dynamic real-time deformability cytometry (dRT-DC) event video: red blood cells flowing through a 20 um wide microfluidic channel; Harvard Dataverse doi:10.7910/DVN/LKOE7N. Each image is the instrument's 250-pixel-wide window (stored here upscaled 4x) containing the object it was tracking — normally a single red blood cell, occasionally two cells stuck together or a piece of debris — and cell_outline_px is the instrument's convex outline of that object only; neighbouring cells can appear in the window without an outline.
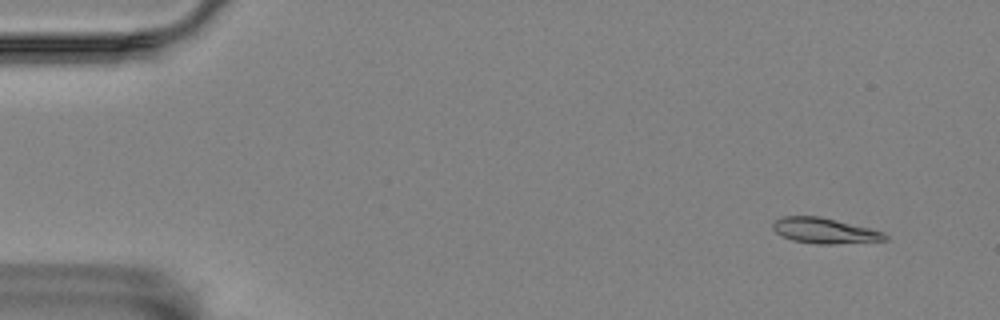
{"species": "Egyptian fruit bat (a non-hibernating species)", "species_latin": "Rousettus aegyptiacus", "temperature_condition": "room temperature", "stored_images_in_passage": 7, "camera_frame_rate_fps": 3000, "um_per_image_px": 0.085, "animal": {"sex": "female"}, "frame": {"image": 1, "passage_image": 1, "time_ms": 0.0, "image_size_px": [1000, 320], "cell_outline_px": [[888, 240], [832, 244], [816, 244], [792, 240], [776, 232], [772, 228], [772, 224], [776, 220], [784, 216], [820, 216], [884, 232], [888, 236]], "centroid_in_image_um": [70.09, 19.61], "position_along_channel_um": 14.9, "area_um2": 16.47}}
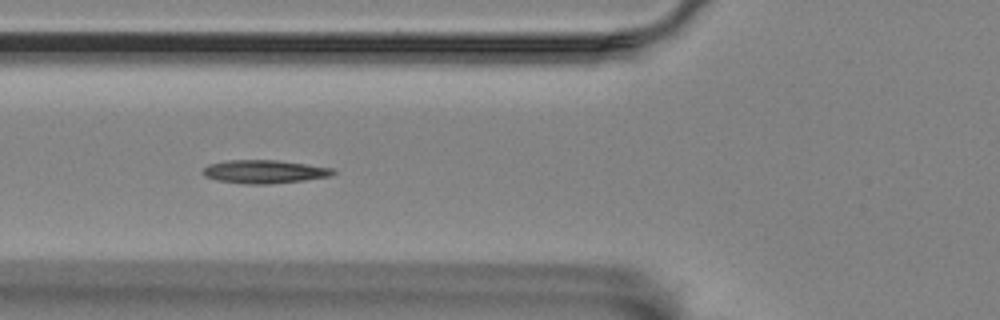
{"frame": {"image": 2, "passage_image": 6, "time_ms": 5.667, "image_size_px": [1000, 320], "cell_outline_px": [[336, 172], [332, 176], [304, 180], [268, 184], [244, 184], [216, 180], [204, 176], [200, 172], [208, 164], [228, 160], [276, 160], [332, 168]], "centroid_in_image_um": [22.42, 14.59], "position_along_channel_um": 103.4, "area_um2": 17.69}}
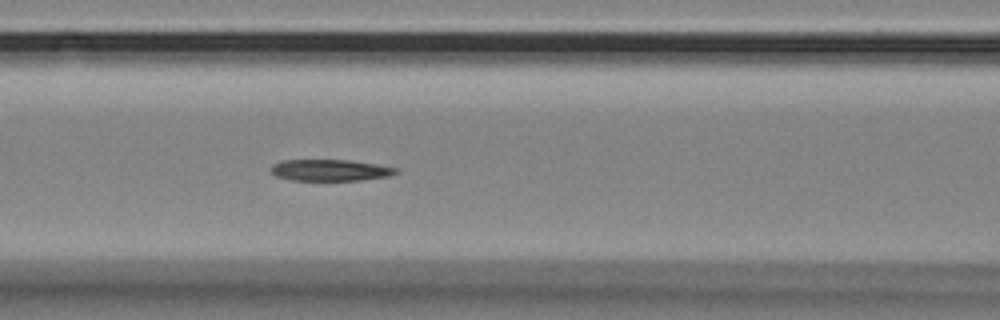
{"frame": {"image": 3, "passage_image": 7, "time_ms": 6.667, "image_size_px": [1000, 320], "cell_outline_px": [[400, 172], [388, 176], [360, 180], [292, 180], [276, 176], [272, 172], [272, 164], [284, 160], [348, 160], [376, 164], [400, 168]], "centroid_in_image_um": [28.11, 14.46], "position_along_channel_um": 138.5, "area_um2": 15.55}}